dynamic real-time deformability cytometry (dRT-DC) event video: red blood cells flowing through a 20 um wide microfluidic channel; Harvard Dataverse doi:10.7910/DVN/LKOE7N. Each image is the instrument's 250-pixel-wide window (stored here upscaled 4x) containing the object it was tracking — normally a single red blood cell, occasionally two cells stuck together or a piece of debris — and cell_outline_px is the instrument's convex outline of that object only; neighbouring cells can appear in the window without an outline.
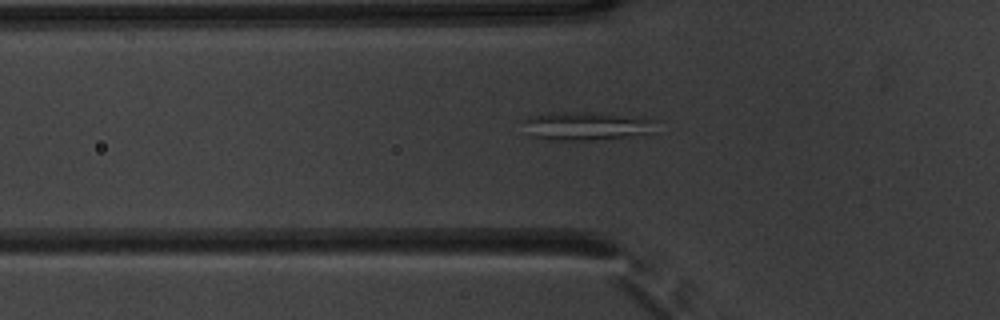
{"species": "common noctule bat (a hibernating species)", "species_latin": "Nyctalus noctula", "temperature_condition": "warm", "stored_images_in_passage": 51, "camera_frame_rate_fps": 3000, "um_per_image_px": 0.085, "animal": {"sex": "male", "body_mass_g": 20.1, "forearm_length_mm": 53.5}, "frame": {"image": 1, "passage_image": 18, "time_ms": 5.667, "image_size_px": [1000, 320], "cell_outline_px": [[656, 120], [652, 132], [624, 136], [588, 140], [548, 140], [528, 136], [524, 120], [528, 116], [548, 112], [592, 112]], "centroid_in_image_um": [49.7, 10.7], "position_along_channel_um": 76.1, "area_um2": 21.62}}
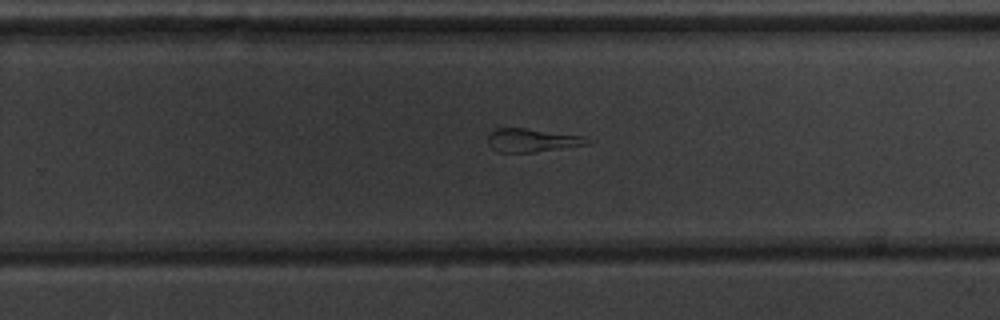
{"frame": {"image": 2, "passage_image": 34, "time_ms": 11.0, "image_size_px": [1000, 320], "cell_outline_px": [[592, 140], [588, 144], [532, 152], [496, 152], [488, 144], [488, 132], [496, 128], [524, 128], [584, 136]], "centroid_in_image_um": [45.18, 11.91], "position_along_channel_um": 284.6, "area_um2": 13.47}}
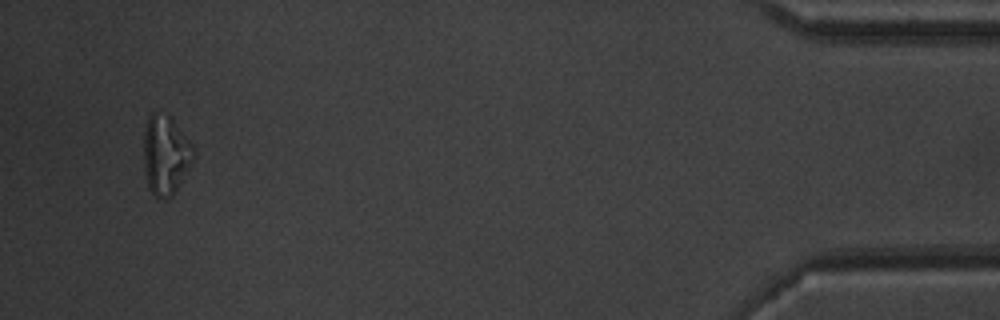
{"frame": {"image": 3, "passage_image": 50, "time_ms": 16.333, "image_size_px": [1000, 320], "cell_outline_px": [[196, 156], [180, 184], [172, 196], [164, 200], [160, 200], [148, 188], [144, 168], [144, 128], [148, 116], [152, 112], [156, 112], [172, 116], [192, 144], [196, 152]], "centroid_in_image_um": [14.09, 13.16], "position_along_channel_um": 421.1, "area_um2": 23.52}}